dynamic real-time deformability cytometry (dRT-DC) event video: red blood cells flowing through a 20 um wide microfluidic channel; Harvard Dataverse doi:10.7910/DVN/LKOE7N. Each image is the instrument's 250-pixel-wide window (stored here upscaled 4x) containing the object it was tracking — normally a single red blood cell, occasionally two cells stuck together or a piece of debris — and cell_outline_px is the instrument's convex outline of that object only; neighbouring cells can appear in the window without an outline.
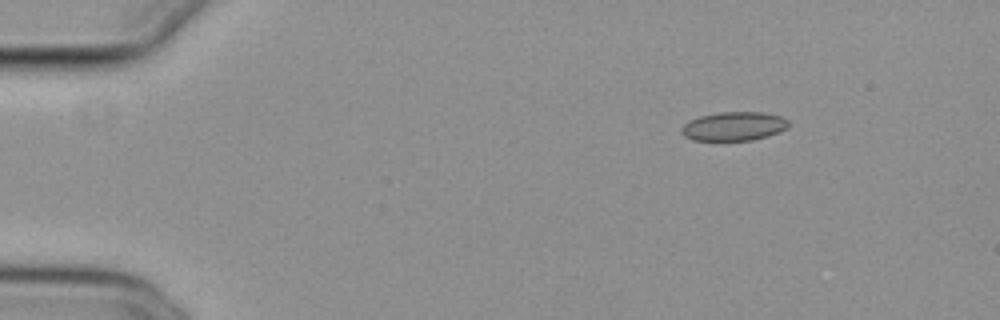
{"species": "common noctule bat (a hibernating species)", "species_latin": "Nyctalus noctula", "temperature_condition": "cold", "stored_images_in_passage": 48, "camera_frame_rate_fps": 3000, "um_per_image_px": 0.085, "animal": {"sex": "female", "body_mass_g": 29.2, "forearm_length_mm": 56.3}, "frame": {"image": 1, "passage_image": 1, "time_ms": 0.0, "image_size_px": [1000, 320], "cell_outline_px": [[788, 128], [780, 132], [768, 136], [752, 140], [692, 140], [684, 136], [680, 132], [680, 128], [688, 120], [700, 116], [720, 112], [764, 112], [784, 116], [788, 120]], "centroid_in_image_um": [62.39, 10.72], "position_along_channel_um": 22.6, "area_um2": 18.26}}
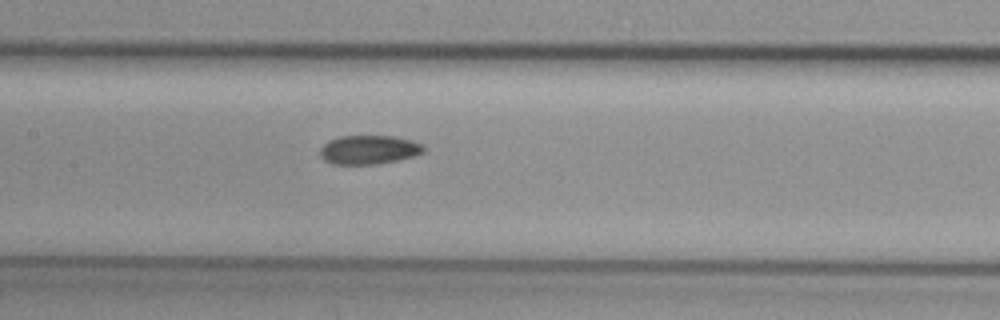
{"frame": {"image": 2, "passage_image": 20, "time_ms": 6.333, "image_size_px": [1000, 320], "cell_outline_px": [[424, 152], [416, 156], [400, 160], [380, 164], [332, 164], [324, 160], [320, 156], [320, 148], [328, 140], [340, 136], [396, 136], [412, 140], [424, 144]], "centroid_in_image_um": [31.39, 12.73], "position_along_channel_um": 176.0, "area_um2": 17.8}}
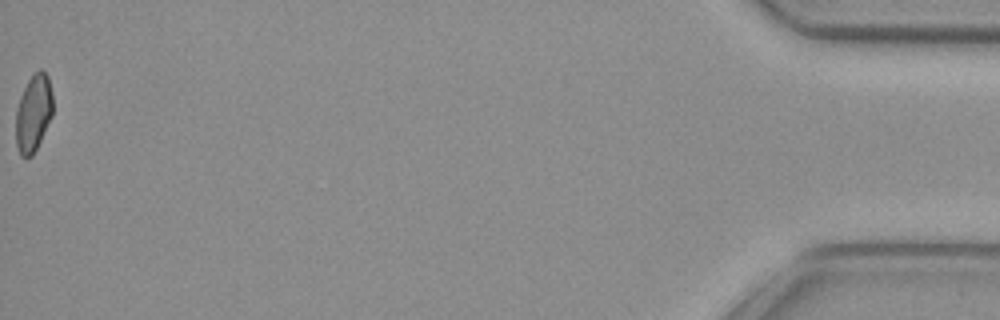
{"frame": {"image": 3, "passage_image": 48, "time_ms": 15.667, "image_size_px": [1000, 320], "cell_outline_px": [[52, 116], [32, 156], [20, 156], [16, 144], [16, 108], [20, 96], [28, 80], [40, 68], [48, 76], [52, 92]], "centroid_in_image_um": [2.83, 9.6], "position_along_channel_um": 432.4, "area_um2": 16.47}}